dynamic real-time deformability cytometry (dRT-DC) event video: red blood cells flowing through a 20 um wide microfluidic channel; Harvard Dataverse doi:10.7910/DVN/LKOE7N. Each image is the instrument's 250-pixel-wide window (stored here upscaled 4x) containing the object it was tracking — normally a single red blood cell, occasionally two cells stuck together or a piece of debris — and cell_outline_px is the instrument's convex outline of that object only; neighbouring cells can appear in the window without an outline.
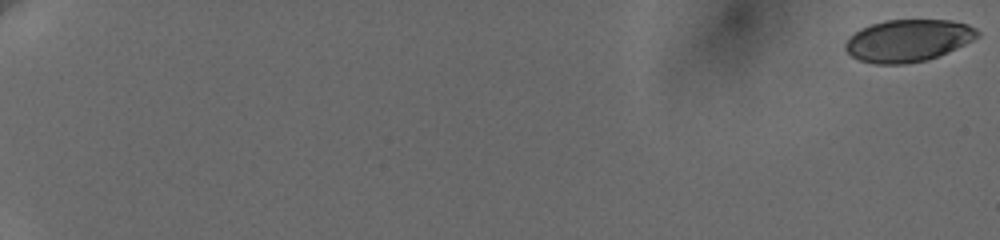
{"species": "human", "species_latin": "Homo sapiens", "temperature_condition": "cold", "stored_images_in_passage": 18, "camera_frame_rate_fps": 3000, "um_per_image_px": 0.085, "donor": {"sex": "female"}, "frame": {"image": 1, "passage_image": 1, "time_ms": 0.0, "image_size_px": [1000, 240], "cell_outline_px": [[980, 36], [948, 52], [928, 60], [904, 64], [876, 64], [860, 60], [852, 56], [844, 48], [844, 44], [860, 28], [872, 24], [888, 20], [952, 20], [968, 24], [976, 28], [980, 32]], "centroid_in_image_um": [77.22, 3.45], "position_along_channel_um": 7.8, "area_um2": 32.37}}
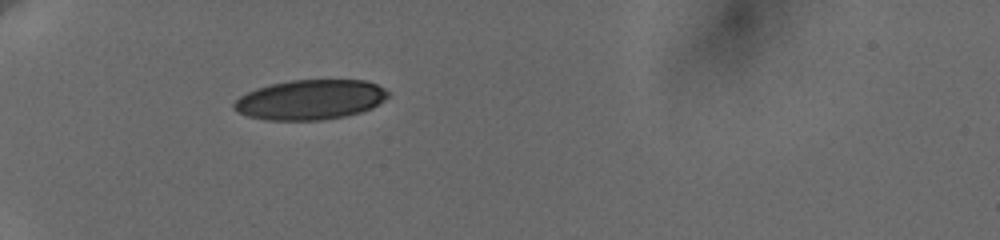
{"frame": {"image": 2, "passage_image": 16, "time_ms": 7.333, "image_size_px": [1000, 240], "cell_outline_px": [[388, 96], [384, 100], [372, 108], [360, 112], [344, 116], [324, 120], [264, 120], [248, 116], [232, 108], [232, 104], [240, 96], [256, 88], [272, 84], [292, 80], [364, 80], [376, 84], [384, 88], [388, 92]], "centroid_in_image_um": [26.37, 8.48], "position_along_channel_um": 58.6, "area_um2": 35.72}}
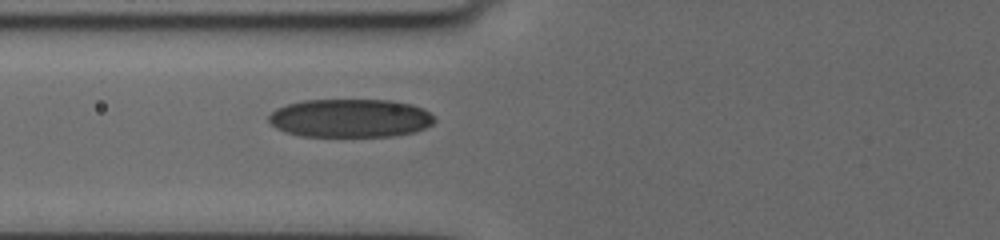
{"frame": {"image": 3, "passage_image": 18, "time_ms": 9.0, "image_size_px": [1000, 240], "cell_outline_px": [[436, 120], [432, 124], [416, 132], [392, 136], [300, 136], [284, 132], [276, 128], [268, 120], [268, 116], [276, 108], [288, 104], [304, 100], [392, 100], [412, 104], [428, 112]], "centroid_in_image_um": [29.75, 10.04], "position_along_channel_um": 96.0, "area_um2": 37.17}}